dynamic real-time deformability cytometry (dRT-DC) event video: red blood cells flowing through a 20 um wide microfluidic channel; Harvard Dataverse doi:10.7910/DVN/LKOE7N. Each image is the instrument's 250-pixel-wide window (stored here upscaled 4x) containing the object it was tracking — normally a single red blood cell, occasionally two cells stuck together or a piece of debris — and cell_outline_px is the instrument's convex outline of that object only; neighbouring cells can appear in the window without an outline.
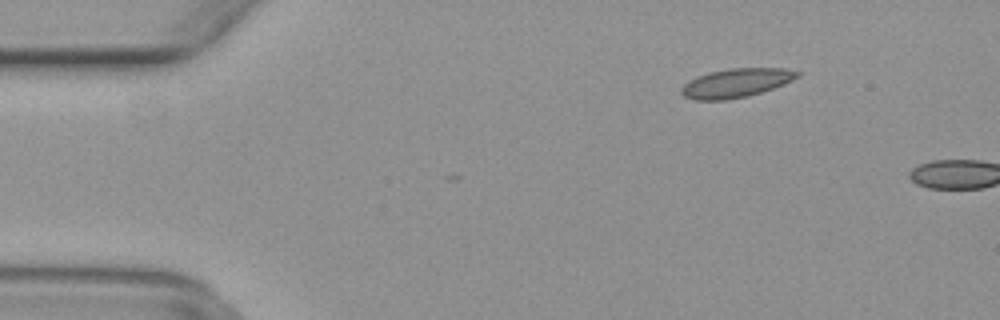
{"species": "common noctule bat (a hibernating species)", "species_latin": "Nyctalus noctula", "temperature_condition": "warm", "stored_images_in_passage": 9, "camera_frame_rate_fps": 3000, "um_per_image_px": 0.085, "animal": {"sex": "female", "body_mass_g": 29.2, "forearm_length_mm": 56.3}, "frame": {"image": 1, "passage_image": 7, "time_ms": 2.0, "image_size_px": [1000, 320], "cell_outline_px": [[800, 76], [792, 80], [772, 88], [760, 92], [744, 96], [724, 100], [696, 100], [684, 96], [680, 92], [680, 88], [684, 84], [696, 76], [708, 72], [728, 68], [784, 68], [800, 72]], "centroid_in_image_um": [62.53, 7.04], "position_along_channel_um": 22.5, "area_um2": 19.36}}